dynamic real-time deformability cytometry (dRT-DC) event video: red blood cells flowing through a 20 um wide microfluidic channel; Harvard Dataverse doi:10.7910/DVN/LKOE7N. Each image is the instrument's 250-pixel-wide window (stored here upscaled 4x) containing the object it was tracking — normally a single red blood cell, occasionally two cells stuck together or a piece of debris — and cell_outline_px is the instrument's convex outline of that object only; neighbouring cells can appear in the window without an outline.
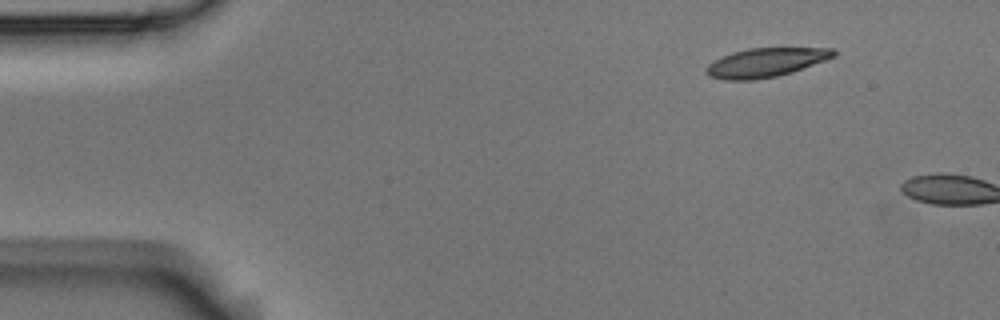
{"species": "Egyptian fruit bat (a non-hibernating species)", "species_latin": "Rousettus aegyptiacus", "temperature_condition": "room temperature", "stored_images_in_passage": 2, "camera_frame_rate_fps": 3000, "um_per_image_px": 0.085, "animal": {"sex": "male"}, "frame": {"image": 1, "passage_image": 1, "time_ms": 0.0, "image_size_px": [1000, 320], "cell_outline_px": [[836, 56], [792, 72], [776, 76], [752, 80], [724, 80], [708, 76], [704, 68], [708, 64], [732, 52], [748, 48], [836, 48]], "centroid_in_image_um": [65.08, 5.31], "position_along_channel_um": 19.9, "area_um2": 21.44}}